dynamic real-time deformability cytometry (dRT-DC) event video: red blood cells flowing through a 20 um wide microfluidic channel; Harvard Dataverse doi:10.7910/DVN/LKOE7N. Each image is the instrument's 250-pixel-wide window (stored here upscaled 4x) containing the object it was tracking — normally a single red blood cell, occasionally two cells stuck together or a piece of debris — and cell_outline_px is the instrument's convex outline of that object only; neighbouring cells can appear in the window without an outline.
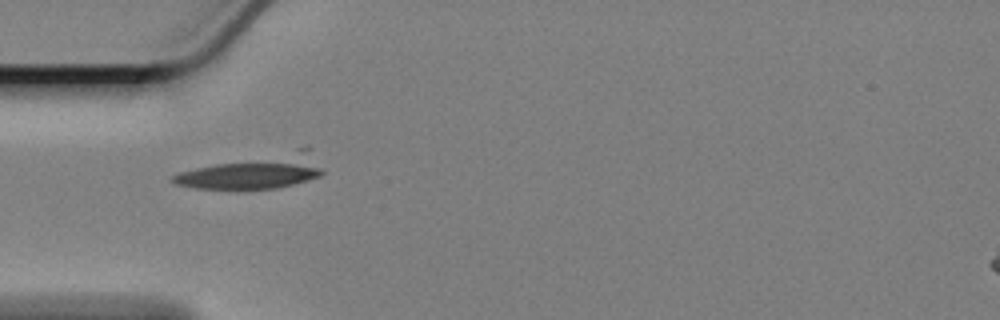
{"species": "Egyptian fruit bat (a non-hibernating species)", "species_latin": "Rousettus aegyptiacus", "temperature_condition": "cold", "stored_images_in_passage": 28, "camera_frame_rate_fps": 3000, "um_per_image_px": 0.085, "animal": {"sex": "female"}, "frame": {"image": 1, "passage_image": 1, "time_ms": 0.0, "image_size_px": [1000, 320], "cell_outline_px": [[324, 172], [320, 176], [308, 180], [276, 188], [244, 192], [236, 192], [196, 188], [176, 184], [172, 180], [172, 176], [180, 172], [196, 168], [308, 144], [312, 148]], "centroid_in_image_um": [21.71, 14.59], "position_along_channel_um": 63.3, "area_um2": 31.04}}
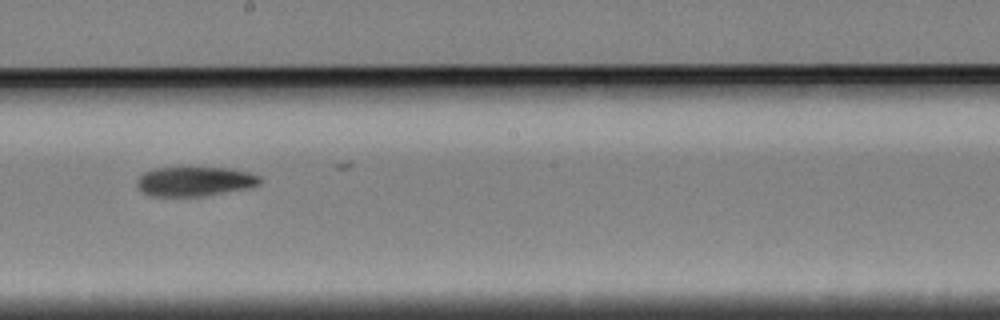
{"frame": {"image": 2, "passage_image": 16, "time_ms": 5.0, "image_size_px": [1000, 320], "cell_outline_px": [[260, 184], [244, 188], [200, 196], [152, 196], [140, 192], [136, 184], [136, 180], [144, 172], [156, 168], [228, 168], [248, 172], [260, 176]], "centroid_in_image_um": [16.48, 15.42], "position_along_channel_um": 231.7, "area_um2": 20.81}}
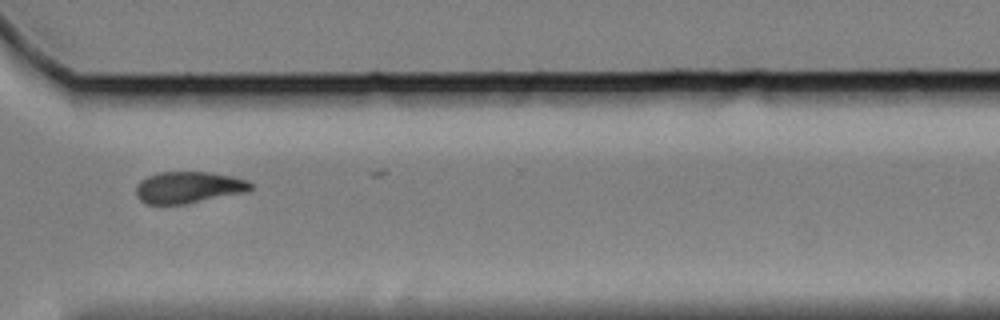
{"frame": {"image": 3, "passage_image": 27, "time_ms": 8.667, "image_size_px": [1000, 320], "cell_outline_px": [[252, 188], [248, 192], [184, 204], [148, 204], [140, 200], [136, 196], [136, 188], [140, 180], [148, 176], [160, 172], [208, 172], [232, 176], [248, 180], [252, 184]], "centroid_in_image_um": [16.04, 15.93], "position_along_channel_um": 354.6, "area_um2": 21.15}}